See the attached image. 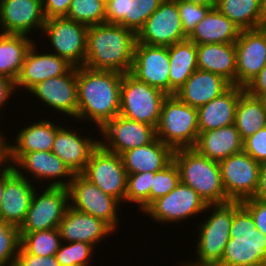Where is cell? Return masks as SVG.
Masks as SVG:
<instances>
[{
    "instance_id": "obj_1",
    "label": "cell",
    "mask_w": 266,
    "mask_h": 266,
    "mask_svg": "<svg viewBox=\"0 0 266 266\" xmlns=\"http://www.w3.org/2000/svg\"><path fill=\"white\" fill-rule=\"evenodd\" d=\"M123 74L77 67V118L92 120L101 129L120 113Z\"/></svg>"
},
{
    "instance_id": "obj_2",
    "label": "cell",
    "mask_w": 266,
    "mask_h": 266,
    "mask_svg": "<svg viewBox=\"0 0 266 266\" xmlns=\"http://www.w3.org/2000/svg\"><path fill=\"white\" fill-rule=\"evenodd\" d=\"M137 35L118 24L101 23L88 27L84 66L122 74L131 70Z\"/></svg>"
},
{
    "instance_id": "obj_3",
    "label": "cell",
    "mask_w": 266,
    "mask_h": 266,
    "mask_svg": "<svg viewBox=\"0 0 266 266\" xmlns=\"http://www.w3.org/2000/svg\"><path fill=\"white\" fill-rule=\"evenodd\" d=\"M216 266H266V235L239 201H233L230 239Z\"/></svg>"
},
{
    "instance_id": "obj_4",
    "label": "cell",
    "mask_w": 266,
    "mask_h": 266,
    "mask_svg": "<svg viewBox=\"0 0 266 266\" xmlns=\"http://www.w3.org/2000/svg\"><path fill=\"white\" fill-rule=\"evenodd\" d=\"M172 160L178 168L180 181L194 189L207 205L229 202L219 162L206 158L194 148L175 149Z\"/></svg>"
},
{
    "instance_id": "obj_5",
    "label": "cell",
    "mask_w": 266,
    "mask_h": 266,
    "mask_svg": "<svg viewBox=\"0 0 266 266\" xmlns=\"http://www.w3.org/2000/svg\"><path fill=\"white\" fill-rule=\"evenodd\" d=\"M155 134L173 150L193 148L199 135L197 108L182 102L176 95H167L162 103Z\"/></svg>"
},
{
    "instance_id": "obj_6",
    "label": "cell",
    "mask_w": 266,
    "mask_h": 266,
    "mask_svg": "<svg viewBox=\"0 0 266 266\" xmlns=\"http://www.w3.org/2000/svg\"><path fill=\"white\" fill-rule=\"evenodd\" d=\"M167 94L139 81L129 72L123 74L120 113L128 119L156 127Z\"/></svg>"
},
{
    "instance_id": "obj_7",
    "label": "cell",
    "mask_w": 266,
    "mask_h": 266,
    "mask_svg": "<svg viewBox=\"0 0 266 266\" xmlns=\"http://www.w3.org/2000/svg\"><path fill=\"white\" fill-rule=\"evenodd\" d=\"M209 207L214 208L213 214L199 227L201 230L196 249L199 260L196 263H184L185 266H216L230 239L233 201L209 204Z\"/></svg>"
},
{
    "instance_id": "obj_8",
    "label": "cell",
    "mask_w": 266,
    "mask_h": 266,
    "mask_svg": "<svg viewBox=\"0 0 266 266\" xmlns=\"http://www.w3.org/2000/svg\"><path fill=\"white\" fill-rule=\"evenodd\" d=\"M81 174L105 194L119 202L125 201L128 174L119 154L108 151L99 144L91 153Z\"/></svg>"
},
{
    "instance_id": "obj_9",
    "label": "cell",
    "mask_w": 266,
    "mask_h": 266,
    "mask_svg": "<svg viewBox=\"0 0 266 266\" xmlns=\"http://www.w3.org/2000/svg\"><path fill=\"white\" fill-rule=\"evenodd\" d=\"M222 183L229 201L252 198L259 183L261 164L244 150L219 162Z\"/></svg>"
},
{
    "instance_id": "obj_10",
    "label": "cell",
    "mask_w": 266,
    "mask_h": 266,
    "mask_svg": "<svg viewBox=\"0 0 266 266\" xmlns=\"http://www.w3.org/2000/svg\"><path fill=\"white\" fill-rule=\"evenodd\" d=\"M45 189L41 195L34 192L26 219L19 228L20 233L58 228L70 205L69 189L49 186Z\"/></svg>"
},
{
    "instance_id": "obj_11",
    "label": "cell",
    "mask_w": 266,
    "mask_h": 266,
    "mask_svg": "<svg viewBox=\"0 0 266 266\" xmlns=\"http://www.w3.org/2000/svg\"><path fill=\"white\" fill-rule=\"evenodd\" d=\"M44 33L57 51L55 55L67 60L74 67L84 66L88 26L66 17L46 19Z\"/></svg>"
},
{
    "instance_id": "obj_12",
    "label": "cell",
    "mask_w": 266,
    "mask_h": 266,
    "mask_svg": "<svg viewBox=\"0 0 266 266\" xmlns=\"http://www.w3.org/2000/svg\"><path fill=\"white\" fill-rule=\"evenodd\" d=\"M68 189L72 208L103 220L115 230L116 207L120 203L116 198L105 194L82 174H74Z\"/></svg>"
},
{
    "instance_id": "obj_13",
    "label": "cell",
    "mask_w": 266,
    "mask_h": 266,
    "mask_svg": "<svg viewBox=\"0 0 266 266\" xmlns=\"http://www.w3.org/2000/svg\"><path fill=\"white\" fill-rule=\"evenodd\" d=\"M177 0H164L137 34V42L151 46H171L186 40Z\"/></svg>"
},
{
    "instance_id": "obj_14",
    "label": "cell",
    "mask_w": 266,
    "mask_h": 266,
    "mask_svg": "<svg viewBox=\"0 0 266 266\" xmlns=\"http://www.w3.org/2000/svg\"><path fill=\"white\" fill-rule=\"evenodd\" d=\"M209 208L194 189L180 181L167 195L154 200L144 213L158 222H179Z\"/></svg>"
},
{
    "instance_id": "obj_15",
    "label": "cell",
    "mask_w": 266,
    "mask_h": 266,
    "mask_svg": "<svg viewBox=\"0 0 266 266\" xmlns=\"http://www.w3.org/2000/svg\"><path fill=\"white\" fill-rule=\"evenodd\" d=\"M4 191L0 219L18 228L24 223L36 189L16 166H4Z\"/></svg>"
},
{
    "instance_id": "obj_16",
    "label": "cell",
    "mask_w": 266,
    "mask_h": 266,
    "mask_svg": "<svg viewBox=\"0 0 266 266\" xmlns=\"http://www.w3.org/2000/svg\"><path fill=\"white\" fill-rule=\"evenodd\" d=\"M168 46L136 43L130 74L170 95Z\"/></svg>"
},
{
    "instance_id": "obj_17",
    "label": "cell",
    "mask_w": 266,
    "mask_h": 266,
    "mask_svg": "<svg viewBox=\"0 0 266 266\" xmlns=\"http://www.w3.org/2000/svg\"><path fill=\"white\" fill-rule=\"evenodd\" d=\"M106 142L100 144L108 151L122 154L136 147L151 143L155 138V128L151 125L117 115L101 129Z\"/></svg>"
},
{
    "instance_id": "obj_18",
    "label": "cell",
    "mask_w": 266,
    "mask_h": 266,
    "mask_svg": "<svg viewBox=\"0 0 266 266\" xmlns=\"http://www.w3.org/2000/svg\"><path fill=\"white\" fill-rule=\"evenodd\" d=\"M236 49V86L245 87L266 65V32L241 30Z\"/></svg>"
},
{
    "instance_id": "obj_19",
    "label": "cell",
    "mask_w": 266,
    "mask_h": 266,
    "mask_svg": "<svg viewBox=\"0 0 266 266\" xmlns=\"http://www.w3.org/2000/svg\"><path fill=\"white\" fill-rule=\"evenodd\" d=\"M45 23L42 0H0L3 34L27 36L32 28L43 30Z\"/></svg>"
},
{
    "instance_id": "obj_20",
    "label": "cell",
    "mask_w": 266,
    "mask_h": 266,
    "mask_svg": "<svg viewBox=\"0 0 266 266\" xmlns=\"http://www.w3.org/2000/svg\"><path fill=\"white\" fill-rule=\"evenodd\" d=\"M29 91L56 111L77 118V67H73L67 74L36 84Z\"/></svg>"
},
{
    "instance_id": "obj_21",
    "label": "cell",
    "mask_w": 266,
    "mask_h": 266,
    "mask_svg": "<svg viewBox=\"0 0 266 266\" xmlns=\"http://www.w3.org/2000/svg\"><path fill=\"white\" fill-rule=\"evenodd\" d=\"M35 43L26 54L20 75L15 82V87L21 85L30 90L36 84L46 79L67 74L74 66L67 60L54 53L37 54Z\"/></svg>"
},
{
    "instance_id": "obj_22",
    "label": "cell",
    "mask_w": 266,
    "mask_h": 266,
    "mask_svg": "<svg viewBox=\"0 0 266 266\" xmlns=\"http://www.w3.org/2000/svg\"><path fill=\"white\" fill-rule=\"evenodd\" d=\"M9 164H18L21 168L28 170L32 175L39 179H56L58 177H70L68 182L59 179L49 184V187L68 188L74 174L65 163L52 151L26 152L25 154H8ZM64 176V177H63ZM59 180V181H57ZM70 180V181H69Z\"/></svg>"
},
{
    "instance_id": "obj_23",
    "label": "cell",
    "mask_w": 266,
    "mask_h": 266,
    "mask_svg": "<svg viewBox=\"0 0 266 266\" xmlns=\"http://www.w3.org/2000/svg\"><path fill=\"white\" fill-rule=\"evenodd\" d=\"M61 241L85 242L93 246L97 241L113 232L103 220L90 214L78 211L69 205L63 219L59 223Z\"/></svg>"
},
{
    "instance_id": "obj_24",
    "label": "cell",
    "mask_w": 266,
    "mask_h": 266,
    "mask_svg": "<svg viewBox=\"0 0 266 266\" xmlns=\"http://www.w3.org/2000/svg\"><path fill=\"white\" fill-rule=\"evenodd\" d=\"M231 85L218 74L197 69L175 95L182 102L198 108L224 93Z\"/></svg>"
},
{
    "instance_id": "obj_25",
    "label": "cell",
    "mask_w": 266,
    "mask_h": 266,
    "mask_svg": "<svg viewBox=\"0 0 266 266\" xmlns=\"http://www.w3.org/2000/svg\"><path fill=\"white\" fill-rule=\"evenodd\" d=\"M100 144L88 137L60 127L55 135L52 152L57 155L73 174H81L93 150Z\"/></svg>"
},
{
    "instance_id": "obj_26",
    "label": "cell",
    "mask_w": 266,
    "mask_h": 266,
    "mask_svg": "<svg viewBox=\"0 0 266 266\" xmlns=\"http://www.w3.org/2000/svg\"><path fill=\"white\" fill-rule=\"evenodd\" d=\"M244 90V87L231 85L224 93L198 107L199 132L234 124L236 105Z\"/></svg>"
},
{
    "instance_id": "obj_27",
    "label": "cell",
    "mask_w": 266,
    "mask_h": 266,
    "mask_svg": "<svg viewBox=\"0 0 266 266\" xmlns=\"http://www.w3.org/2000/svg\"><path fill=\"white\" fill-rule=\"evenodd\" d=\"M174 150L157 137L149 144L136 147L120 154L127 174L157 172L166 167Z\"/></svg>"
},
{
    "instance_id": "obj_28",
    "label": "cell",
    "mask_w": 266,
    "mask_h": 266,
    "mask_svg": "<svg viewBox=\"0 0 266 266\" xmlns=\"http://www.w3.org/2000/svg\"><path fill=\"white\" fill-rule=\"evenodd\" d=\"M199 154L220 162L243 150V140L235 124L206 132H199L195 146Z\"/></svg>"
},
{
    "instance_id": "obj_29",
    "label": "cell",
    "mask_w": 266,
    "mask_h": 266,
    "mask_svg": "<svg viewBox=\"0 0 266 266\" xmlns=\"http://www.w3.org/2000/svg\"><path fill=\"white\" fill-rule=\"evenodd\" d=\"M197 68L218 74L236 85V49L234 43L197 45Z\"/></svg>"
},
{
    "instance_id": "obj_30",
    "label": "cell",
    "mask_w": 266,
    "mask_h": 266,
    "mask_svg": "<svg viewBox=\"0 0 266 266\" xmlns=\"http://www.w3.org/2000/svg\"><path fill=\"white\" fill-rule=\"evenodd\" d=\"M241 30L215 7L195 26L188 40L196 45L209 43H235Z\"/></svg>"
},
{
    "instance_id": "obj_31",
    "label": "cell",
    "mask_w": 266,
    "mask_h": 266,
    "mask_svg": "<svg viewBox=\"0 0 266 266\" xmlns=\"http://www.w3.org/2000/svg\"><path fill=\"white\" fill-rule=\"evenodd\" d=\"M170 61V95L184 85L186 80L197 70V45L186 39L168 46Z\"/></svg>"
},
{
    "instance_id": "obj_32",
    "label": "cell",
    "mask_w": 266,
    "mask_h": 266,
    "mask_svg": "<svg viewBox=\"0 0 266 266\" xmlns=\"http://www.w3.org/2000/svg\"><path fill=\"white\" fill-rule=\"evenodd\" d=\"M60 128L49 120L22 129L16 136V145L8 144V154H25L35 151H52L55 135Z\"/></svg>"
},
{
    "instance_id": "obj_33",
    "label": "cell",
    "mask_w": 266,
    "mask_h": 266,
    "mask_svg": "<svg viewBox=\"0 0 266 266\" xmlns=\"http://www.w3.org/2000/svg\"><path fill=\"white\" fill-rule=\"evenodd\" d=\"M32 45L26 35L0 33V74L16 82Z\"/></svg>"
},
{
    "instance_id": "obj_34",
    "label": "cell",
    "mask_w": 266,
    "mask_h": 266,
    "mask_svg": "<svg viewBox=\"0 0 266 266\" xmlns=\"http://www.w3.org/2000/svg\"><path fill=\"white\" fill-rule=\"evenodd\" d=\"M235 126L242 140L266 127V106L263 99L250 95L244 90L235 110Z\"/></svg>"
},
{
    "instance_id": "obj_35",
    "label": "cell",
    "mask_w": 266,
    "mask_h": 266,
    "mask_svg": "<svg viewBox=\"0 0 266 266\" xmlns=\"http://www.w3.org/2000/svg\"><path fill=\"white\" fill-rule=\"evenodd\" d=\"M215 8L240 30L258 29L265 23L261 0H216Z\"/></svg>"
},
{
    "instance_id": "obj_36",
    "label": "cell",
    "mask_w": 266,
    "mask_h": 266,
    "mask_svg": "<svg viewBox=\"0 0 266 266\" xmlns=\"http://www.w3.org/2000/svg\"><path fill=\"white\" fill-rule=\"evenodd\" d=\"M137 5L136 0H108L106 23L121 25L137 35L141 30L140 9Z\"/></svg>"
},
{
    "instance_id": "obj_37",
    "label": "cell",
    "mask_w": 266,
    "mask_h": 266,
    "mask_svg": "<svg viewBox=\"0 0 266 266\" xmlns=\"http://www.w3.org/2000/svg\"><path fill=\"white\" fill-rule=\"evenodd\" d=\"M20 246L31 255L53 256L59 250L61 237L58 228L20 233Z\"/></svg>"
},
{
    "instance_id": "obj_38",
    "label": "cell",
    "mask_w": 266,
    "mask_h": 266,
    "mask_svg": "<svg viewBox=\"0 0 266 266\" xmlns=\"http://www.w3.org/2000/svg\"><path fill=\"white\" fill-rule=\"evenodd\" d=\"M66 18L86 26L106 22V3L102 0H72Z\"/></svg>"
},
{
    "instance_id": "obj_39",
    "label": "cell",
    "mask_w": 266,
    "mask_h": 266,
    "mask_svg": "<svg viewBox=\"0 0 266 266\" xmlns=\"http://www.w3.org/2000/svg\"><path fill=\"white\" fill-rule=\"evenodd\" d=\"M153 172L128 174L125 201L136 202L144 211L150 205Z\"/></svg>"
},
{
    "instance_id": "obj_40",
    "label": "cell",
    "mask_w": 266,
    "mask_h": 266,
    "mask_svg": "<svg viewBox=\"0 0 266 266\" xmlns=\"http://www.w3.org/2000/svg\"><path fill=\"white\" fill-rule=\"evenodd\" d=\"M20 243L19 228L0 219V266L14 265Z\"/></svg>"
},
{
    "instance_id": "obj_41",
    "label": "cell",
    "mask_w": 266,
    "mask_h": 266,
    "mask_svg": "<svg viewBox=\"0 0 266 266\" xmlns=\"http://www.w3.org/2000/svg\"><path fill=\"white\" fill-rule=\"evenodd\" d=\"M68 244H60L59 250L55 253L60 266H88L89 256H91L94 246L79 241Z\"/></svg>"
},
{
    "instance_id": "obj_42",
    "label": "cell",
    "mask_w": 266,
    "mask_h": 266,
    "mask_svg": "<svg viewBox=\"0 0 266 266\" xmlns=\"http://www.w3.org/2000/svg\"><path fill=\"white\" fill-rule=\"evenodd\" d=\"M180 182L179 171L172 160L162 170L154 173L150 190V204L159 197L167 195Z\"/></svg>"
},
{
    "instance_id": "obj_43",
    "label": "cell",
    "mask_w": 266,
    "mask_h": 266,
    "mask_svg": "<svg viewBox=\"0 0 266 266\" xmlns=\"http://www.w3.org/2000/svg\"><path fill=\"white\" fill-rule=\"evenodd\" d=\"M177 5L182 27L187 37L211 9L210 6L191 4L181 0H177Z\"/></svg>"
},
{
    "instance_id": "obj_44",
    "label": "cell",
    "mask_w": 266,
    "mask_h": 266,
    "mask_svg": "<svg viewBox=\"0 0 266 266\" xmlns=\"http://www.w3.org/2000/svg\"><path fill=\"white\" fill-rule=\"evenodd\" d=\"M243 150L260 164L266 163V127L246 138Z\"/></svg>"
},
{
    "instance_id": "obj_45",
    "label": "cell",
    "mask_w": 266,
    "mask_h": 266,
    "mask_svg": "<svg viewBox=\"0 0 266 266\" xmlns=\"http://www.w3.org/2000/svg\"><path fill=\"white\" fill-rule=\"evenodd\" d=\"M240 203L251 214L256 229L266 235V201L252 197Z\"/></svg>"
},
{
    "instance_id": "obj_46",
    "label": "cell",
    "mask_w": 266,
    "mask_h": 266,
    "mask_svg": "<svg viewBox=\"0 0 266 266\" xmlns=\"http://www.w3.org/2000/svg\"><path fill=\"white\" fill-rule=\"evenodd\" d=\"M15 266H60L53 256H36L28 254L21 246L16 256Z\"/></svg>"
},
{
    "instance_id": "obj_47",
    "label": "cell",
    "mask_w": 266,
    "mask_h": 266,
    "mask_svg": "<svg viewBox=\"0 0 266 266\" xmlns=\"http://www.w3.org/2000/svg\"><path fill=\"white\" fill-rule=\"evenodd\" d=\"M71 2L72 0H42L45 18L66 17Z\"/></svg>"
},
{
    "instance_id": "obj_48",
    "label": "cell",
    "mask_w": 266,
    "mask_h": 266,
    "mask_svg": "<svg viewBox=\"0 0 266 266\" xmlns=\"http://www.w3.org/2000/svg\"><path fill=\"white\" fill-rule=\"evenodd\" d=\"M244 88L250 95L266 99V65Z\"/></svg>"
},
{
    "instance_id": "obj_49",
    "label": "cell",
    "mask_w": 266,
    "mask_h": 266,
    "mask_svg": "<svg viewBox=\"0 0 266 266\" xmlns=\"http://www.w3.org/2000/svg\"><path fill=\"white\" fill-rule=\"evenodd\" d=\"M140 9L141 29L148 18L160 7L164 0H136Z\"/></svg>"
},
{
    "instance_id": "obj_50",
    "label": "cell",
    "mask_w": 266,
    "mask_h": 266,
    "mask_svg": "<svg viewBox=\"0 0 266 266\" xmlns=\"http://www.w3.org/2000/svg\"><path fill=\"white\" fill-rule=\"evenodd\" d=\"M15 90V82L0 74V107Z\"/></svg>"
},
{
    "instance_id": "obj_51",
    "label": "cell",
    "mask_w": 266,
    "mask_h": 266,
    "mask_svg": "<svg viewBox=\"0 0 266 266\" xmlns=\"http://www.w3.org/2000/svg\"><path fill=\"white\" fill-rule=\"evenodd\" d=\"M253 198L266 201V163H262L259 172V183Z\"/></svg>"
},
{
    "instance_id": "obj_52",
    "label": "cell",
    "mask_w": 266,
    "mask_h": 266,
    "mask_svg": "<svg viewBox=\"0 0 266 266\" xmlns=\"http://www.w3.org/2000/svg\"><path fill=\"white\" fill-rule=\"evenodd\" d=\"M3 140L4 139L2 138V135L0 134V167L2 164L3 165H6V163L8 164V144L5 143V140L4 141ZM4 169H5L4 167L3 169L0 168V172H3Z\"/></svg>"
},
{
    "instance_id": "obj_53",
    "label": "cell",
    "mask_w": 266,
    "mask_h": 266,
    "mask_svg": "<svg viewBox=\"0 0 266 266\" xmlns=\"http://www.w3.org/2000/svg\"><path fill=\"white\" fill-rule=\"evenodd\" d=\"M181 1L201 6H210L211 8H214L216 5V0H181Z\"/></svg>"
},
{
    "instance_id": "obj_54",
    "label": "cell",
    "mask_w": 266,
    "mask_h": 266,
    "mask_svg": "<svg viewBox=\"0 0 266 266\" xmlns=\"http://www.w3.org/2000/svg\"><path fill=\"white\" fill-rule=\"evenodd\" d=\"M3 191H4V171L1 172L0 174V209H1V204H2V195H3Z\"/></svg>"
},
{
    "instance_id": "obj_55",
    "label": "cell",
    "mask_w": 266,
    "mask_h": 266,
    "mask_svg": "<svg viewBox=\"0 0 266 266\" xmlns=\"http://www.w3.org/2000/svg\"><path fill=\"white\" fill-rule=\"evenodd\" d=\"M262 1V13H263V18L266 23V0H261Z\"/></svg>"
},
{
    "instance_id": "obj_56",
    "label": "cell",
    "mask_w": 266,
    "mask_h": 266,
    "mask_svg": "<svg viewBox=\"0 0 266 266\" xmlns=\"http://www.w3.org/2000/svg\"><path fill=\"white\" fill-rule=\"evenodd\" d=\"M261 28L266 32V23H264Z\"/></svg>"
}]
</instances>
